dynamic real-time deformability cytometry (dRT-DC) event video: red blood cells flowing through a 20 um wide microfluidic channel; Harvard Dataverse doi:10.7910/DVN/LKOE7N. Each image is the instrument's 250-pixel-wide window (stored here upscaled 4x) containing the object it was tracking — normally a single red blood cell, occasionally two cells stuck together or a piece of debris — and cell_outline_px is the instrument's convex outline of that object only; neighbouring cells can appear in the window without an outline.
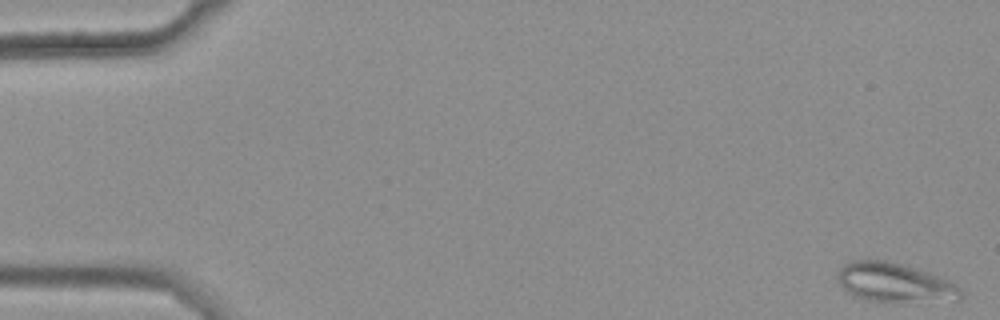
{"species": "common noctule bat (a hibernating species)", "species_latin": "Nyctalus noctula", "temperature_condition": "warm", "stored_images_in_passage": 46, "camera_frame_rate_fps": 3000, "um_per_image_px": 0.085, "animal": {"sex": "female", "body_mass_g": 25.1}, "frame": {"image": 1, "passage_image": 1, "time_ms": 0.0, "image_size_px": [1000, 320], "cell_outline_px": [[964, 296], [960, 300], [904, 304], [900, 304], [868, 300], [856, 296], [848, 292], [836, 280], [836, 272], [844, 264], [852, 260], [884, 260], [900, 264], [948, 280], [956, 284], [964, 292]], "centroid_in_image_um": [76.07, 24.08], "position_along_channel_um": 8.9, "area_um2": 28.73}}
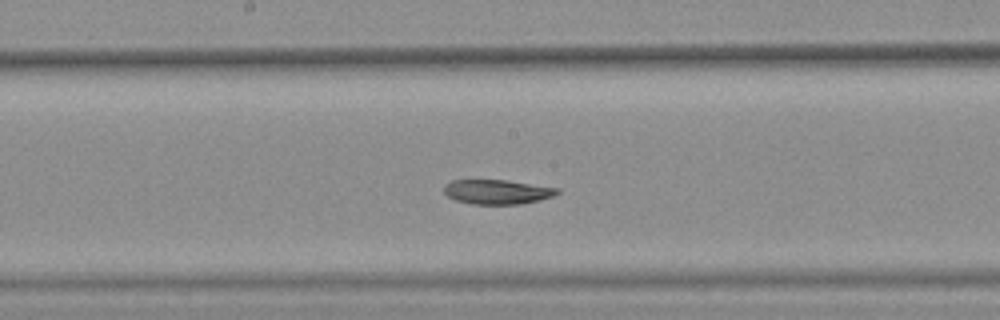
{"frame": {"image": 2, "passage_image": 29, "time_ms": 9.333, "image_size_px": [1000, 320], "cell_outline_px": [[560, 192], [552, 196], [540, 200], [520, 204], [472, 204], [456, 200], [448, 196], [444, 192], [444, 184], [452, 180], [508, 180], [560, 188]], "centroid_in_image_um": [42.28, 16.3], "position_along_channel_um": 205.9, "area_um2": 16.24}}
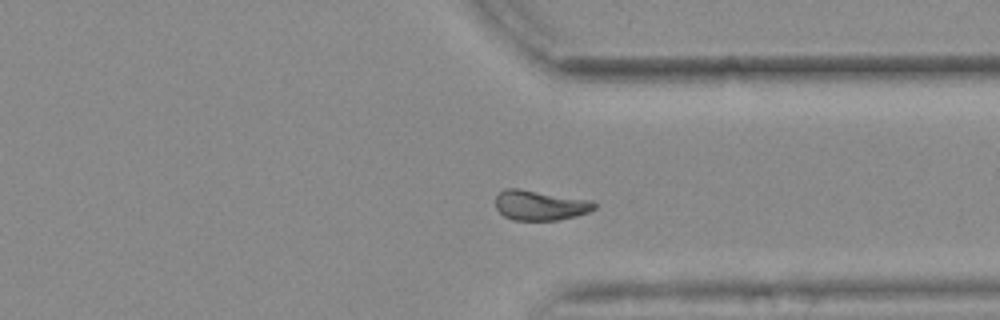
{"frame": {"image": 3, "passage_image": 42, "time_ms": 13.667, "image_size_px": [1000, 320], "cell_outline_px": [[596, 208], [588, 212], [576, 216], [556, 220], [512, 220], [504, 216], [496, 208], [496, 196], [504, 188], [516, 188], [592, 200], [596, 204]], "centroid_in_image_um": [45.9, 17.45], "position_along_channel_um": 365.5, "area_um2": 17.22}, "authors_computed_cell_mechanics": {"area_um2": 17.6868, "velocity_mm_per_s": 3.6655, "shape_relaxation_time_tau1_ms": null, "shape_relaxation_time_tau2_ms": 8.8205, "deformation_change_tau1": null, "deformation_change_tau2": 0.1119}}